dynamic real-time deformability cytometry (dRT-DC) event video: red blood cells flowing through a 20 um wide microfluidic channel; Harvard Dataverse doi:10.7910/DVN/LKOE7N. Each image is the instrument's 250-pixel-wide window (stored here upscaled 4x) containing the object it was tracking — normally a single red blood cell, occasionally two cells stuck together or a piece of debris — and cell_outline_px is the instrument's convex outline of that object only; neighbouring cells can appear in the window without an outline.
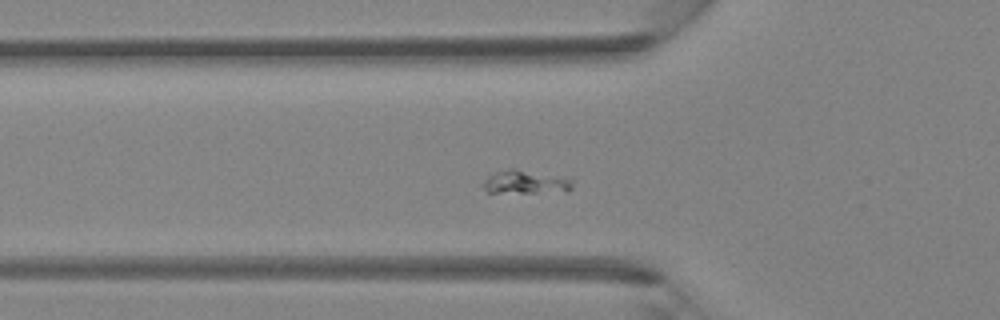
{"species": "Egyptian fruit bat (a non-hibernating species)", "species_latin": "Rousettus aegyptiacus", "temperature_condition": "room temperature", "stored_images_in_passage": 38, "segment_of_instrument_passage": [1, 2], "camera_frame_rate_fps": 3000, "um_per_image_px": 0.085, "animal": {"sex": "female"}, "frame": {"image": 1, "passage_image": 8, "time_ms": 2.333, "image_size_px": [1000, 320], "cell_outline_px": [[572, 188], [568, 192], [488, 192], [480, 184], [488, 176], [496, 172], [512, 168], [572, 176]], "centroid_in_image_um": [44.77, 15.45], "position_along_channel_um": 81.0, "area_um2": 12.66}}
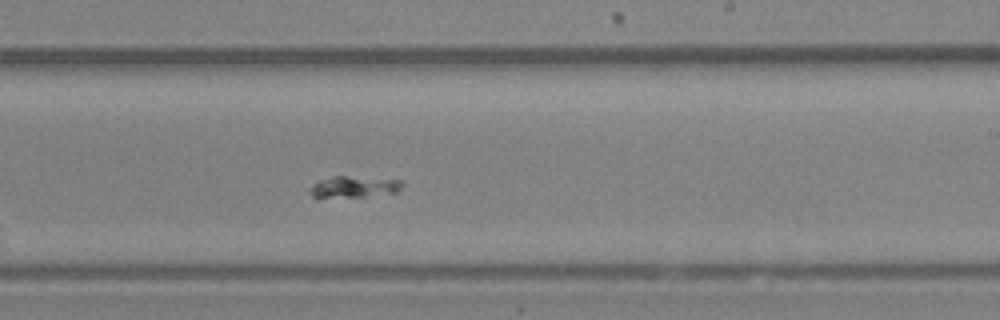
{"frame": {"image": 2, "passage_image": 20, "time_ms": 6.333, "image_size_px": [1000, 320], "cell_outline_px": [[404, 184], [396, 192], [364, 196], [316, 200], [312, 196], [312, 184], [320, 180], [332, 176], [344, 176], [404, 180]], "centroid_in_image_um": [30.03, 15.91], "position_along_channel_um": 259.0, "area_um2": 11.73}}
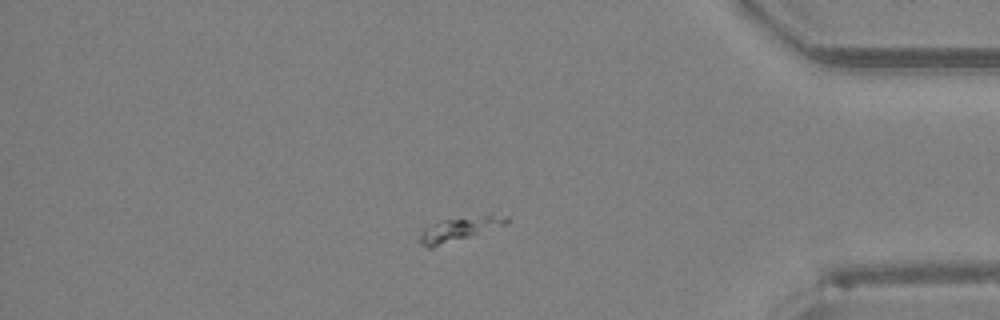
{"frame": {"image": 3, "passage_image": 31, "time_ms": 10.0, "image_size_px": [1000, 320], "cell_outline_px": [[508, 224], [432, 248], [428, 248], [420, 244], [416, 240], [424, 228], [440, 220], [480, 216], [508, 216]], "centroid_in_image_um": [38.94, 19.5], "position_along_channel_um": 396.3, "area_um2": 11.85}}